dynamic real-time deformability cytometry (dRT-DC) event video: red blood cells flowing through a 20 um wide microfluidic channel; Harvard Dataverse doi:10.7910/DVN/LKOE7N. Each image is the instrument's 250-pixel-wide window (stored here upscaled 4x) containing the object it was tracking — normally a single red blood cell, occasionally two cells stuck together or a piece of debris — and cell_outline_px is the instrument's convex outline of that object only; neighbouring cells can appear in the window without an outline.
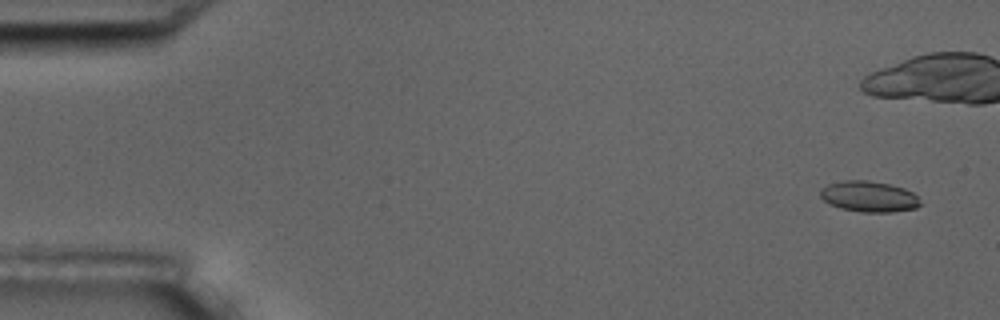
{"species": "common noctule bat (a hibernating species)", "species_latin": "Nyctalus noctula", "temperature_condition": "room temperature", "stored_images_in_passage": 8, "camera_frame_rate_fps": 3000, "um_per_image_px": 0.085, "animal": {"sex": "male", "body_mass_g": 17.5, "forearm_length_mm": 52.3}, "frame": {"image": 1, "passage_image": 1, "time_ms": 0.0, "image_size_px": [1000, 320], "cell_outline_px": [[920, 204], [916, 208], [892, 212], [860, 212], [840, 208], [828, 204], [820, 196], [820, 188], [828, 184], [844, 180], [868, 180], [888, 184], [904, 188], [912, 192], [920, 200]], "centroid_in_image_um": [73.83, 16.71], "position_along_channel_um": 11.2, "area_um2": 18.03}}